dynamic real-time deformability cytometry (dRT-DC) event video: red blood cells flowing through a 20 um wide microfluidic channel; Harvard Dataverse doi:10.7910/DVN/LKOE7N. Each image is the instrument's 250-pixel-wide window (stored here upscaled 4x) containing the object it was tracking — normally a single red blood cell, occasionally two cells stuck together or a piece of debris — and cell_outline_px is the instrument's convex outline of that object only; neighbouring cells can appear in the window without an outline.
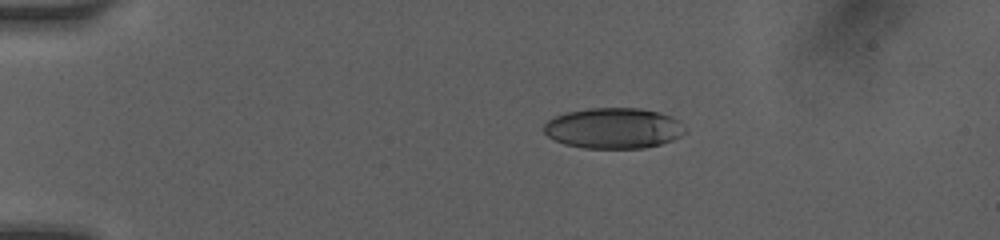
{"species": "human", "species_latin": "Homo sapiens", "temperature_condition": "room temperature", "stored_images_in_passage": 9, "camera_frame_rate_fps": 3000, "um_per_image_px": 0.085, "donor": {"sex": "female"}, "frame": {"image": 1, "passage_image": 4, "time_ms": 2.333, "image_size_px": [1000, 240], "cell_outline_px": [[688, 132], [672, 140], [660, 144], [644, 148], [584, 148], [564, 144], [548, 136], [544, 132], [544, 124], [548, 120], [556, 116], [568, 112], [588, 108], [640, 108], [660, 112], [672, 116], [688, 128]], "centroid_in_image_um": [52.2, 10.89], "position_along_channel_um": 32.8, "area_um2": 33.64}}
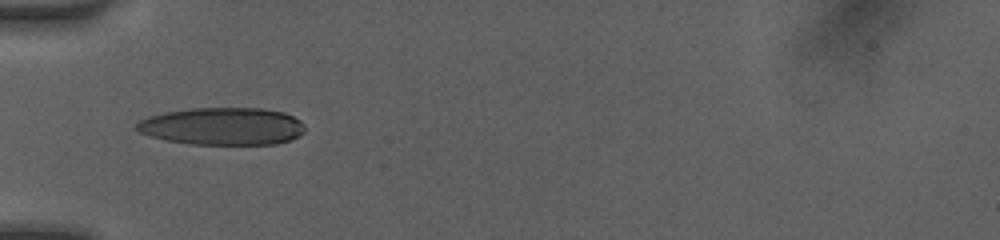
{"frame": {"image": 2, "passage_image": 7, "time_ms": 4.667, "image_size_px": [1000, 240], "cell_outline_px": [[304, 132], [288, 140], [276, 144], [192, 144], [164, 140], [140, 132], [136, 128], [136, 124], [140, 120], [148, 116], [164, 112], [192, 108], [260, 108], [284, 112], [300, 120], [304, 124]], "centroid_in_image_um": [18.9, 10.72], "position_along_channel_um": 66.1, "area_um2": 36.65}}
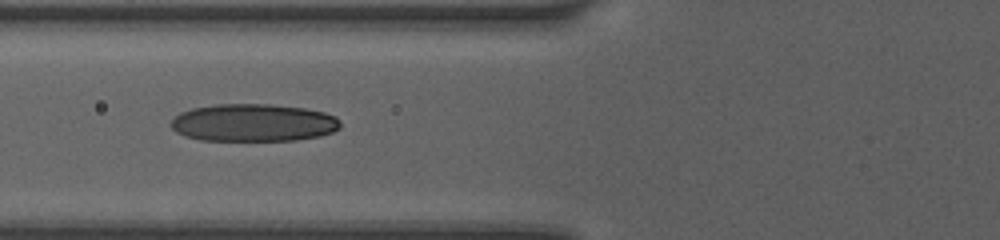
{"frame": {"image": 3, "passage_image": 8, "time_ms": 5.667, "image_size_px": [1000, 240], "cell_outline_px": [[340, 128], [332, 132], [320, 136], [296, 140], [200, 140], [184, 136], [176, 132], [172, 128], [172, 120], [180, 112], [192, 108], [216, 104], [268, 104], [304, 108], [324, 112], [336, 116], [340, 120]], "centroid_in_image_um": [21.55, 10.43], "position_along_channel_um": 104.3, "area_um2": 37.17}}